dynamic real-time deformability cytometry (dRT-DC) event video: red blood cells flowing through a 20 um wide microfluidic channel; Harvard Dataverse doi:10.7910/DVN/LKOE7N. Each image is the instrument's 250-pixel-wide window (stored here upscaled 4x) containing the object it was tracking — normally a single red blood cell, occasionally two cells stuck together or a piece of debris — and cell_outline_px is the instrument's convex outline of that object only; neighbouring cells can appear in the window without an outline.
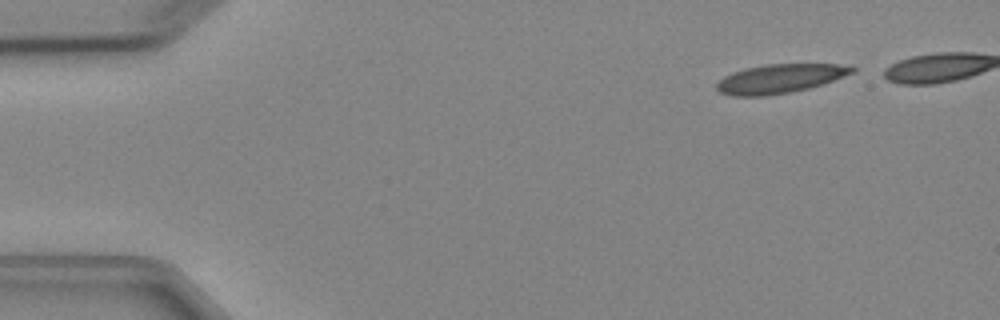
{"species": "Egyptian fruit bat (a non-hibernating species)", "species_latin": "Rousettus aegyptiacus", "temperature_condition": "cold", "stored_images_in_passage": 8, "camera_frame_rate_fps": 3000, "um_per_image_px": 0.085, "animal": {"sex": "female"}, "frame": {"image": 1, "passage_image": 1, "time_ms": 0.0, "image_size_px": [1000, 320], "cell_outline_px": [[856, 72], [808, 88], [788, 92], [764, 96], [732, 96], [720, 92], [716, 88], [716, 84], [724, 76], [732, 72], [744, 68], [764, 64], [852, 64], [856, 68]], "centroid_in_image_um": [66.3, 6.66], "position_along_channel_um": 18.7, "area_um2": 22.89}}
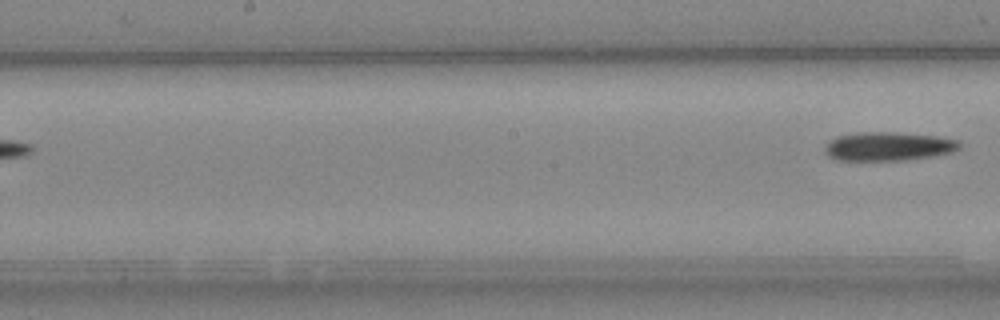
{"frame": {"image": 2, "passage_image": 8, "time_ms": 8.333, "image_size_px": [1000, 320], "cell_outline_px": [[960, 148], [952, 152], [932, 156], [904, 160], [836, 160], [828, 156], [824, 152], [824, 148], [828, 140], [836, 136], [856, 132], [896, 132], [936, 136], [956, 140], [960, 144]], "centroid_in_image_um": [75.44, 12.43], "position_along_channel_um": 172.8, "area_um2": 22.66}}